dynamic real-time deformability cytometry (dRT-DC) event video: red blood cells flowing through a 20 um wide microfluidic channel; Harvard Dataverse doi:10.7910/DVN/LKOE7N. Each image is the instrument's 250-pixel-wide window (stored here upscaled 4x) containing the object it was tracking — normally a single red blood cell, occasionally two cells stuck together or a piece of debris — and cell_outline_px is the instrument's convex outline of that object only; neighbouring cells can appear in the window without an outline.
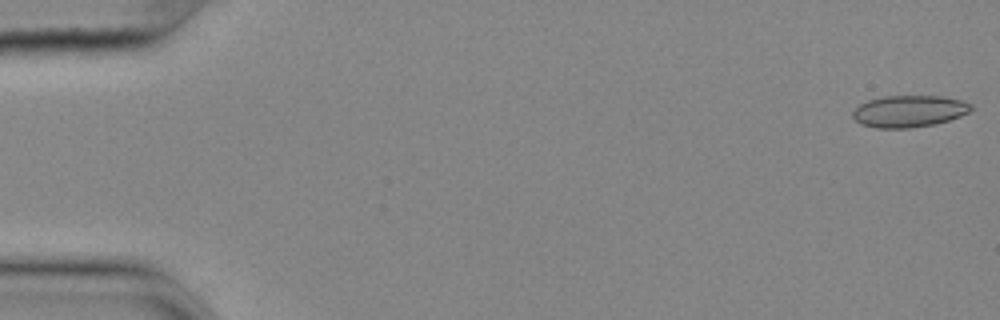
{"species": "common noctule bat (a hibernating species)", "species_latin": "Nyctalus noctula", "temperature_condition": "cold", "stored_images_in_passage": 55, "camera_frame_rate_fps": 3000, "um_per_image_px": 0.085, "animal": {"sex": "female", "body_mass_g": 25.1}, "frame": {"image": 1, "passage_image": 1, "time_ms": 0.0, "image_size_px": [1000, 320], "cell_outline_px": [[972, 108], [968, 112], [960, 116], [948, 120], [932, 124], [912, 128], [876, 128], [860, 124], [852, 116], [852, 112], [860, 104], [868, 100], [884, 96], [940, 96], [960, 100], [972, 104]], "centroid_in_image_um": [77.24, 9.45], "position_along_channel_um": 7.8, "area_um2": 21.79}}
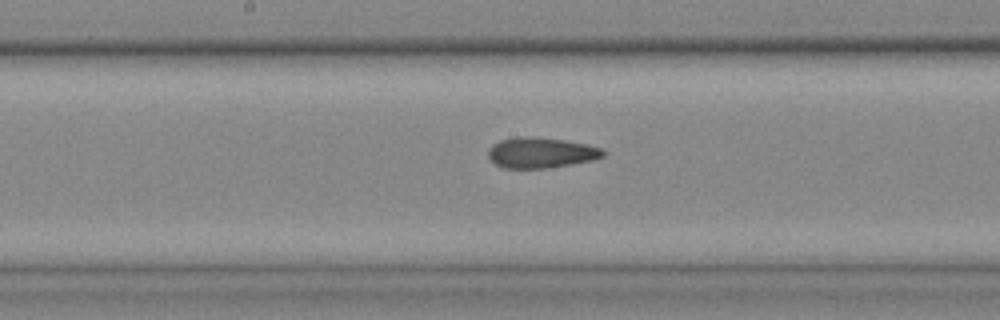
{"frame": {"image": 2, "passage_image": 29, "time_ms": 9.333, "image_size_px": [1000, 320], "cell_outline_px": [[608, 152], [604, 156], [592, 160], [548, 168], [504, 168], [496, 164], [488, 156], [488, 148], [492, 144], [500, 140], [516, 136], [532, 136], [564, 140], [588, 144], [604, 148]], "centroid_in_image_um": [46.0, 12.96], "position_along_channel_um": 202.2, "area_um2": 20.69}}
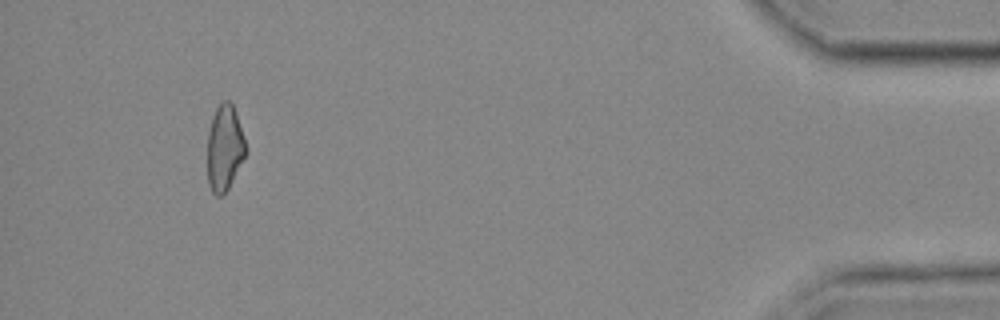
{"frame": {"image": 3, "passage_image": 52, "time_ms": 17.0, "image_size_px": [1000, 320], "cell_outline_px": [[248, 152], [228, 188], [220, 196], [216, 196], [212, 192], [208, 184], [208, 132], [212, 116], [216, 108], [224, 100], [228, 100], [232, 104], [244, 136], [248, 148]], "centroid_in_image_um": [19.1, 12.58], "position_along_channel_um": 416.1, "area_um2": 19.19}, "authors_computed_cell_mechanics": {"area_um2": 20.6924, "velocity_mm_per_s": 3.6547, "shape_relaxation_time_tau1_ms": null, "shape_relaxation_time_tau2_ms": 3.671, "deformation_change_tau1": null, "deformation_change_tau2": 0.0994}}